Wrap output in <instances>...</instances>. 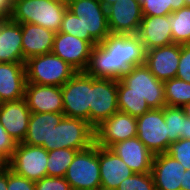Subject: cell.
Returning <instances> with one entry per match:
<instances>
[{"label": "cell", "mask_w": 190, "mask_h": 190, "mask_svg": "<svg viewBox=\"0 0 190 190\" xmlns=\"http://www.w3.org/2000/svg\"><path fill=\"white\" fill-rule=\"evenodd\" d=\"M145 53L137 35L110 34L93 47L85 72L95 78L119 80L130 68L145 63Z\"/></svg>", "instance_id": "obj_1"}, {"label": "cell", "mask_w": 190, "mask_h": 190, "mask_svg": "<svg viewBox=\"0 0 190 190\" xmlns=\"http://www.w3.org/2000/svg\"><path fill=\"white\" fill-rule=\"evenodd\" d=\"M67 3L59 0H13L10 19L59 32Z\"/></svg>", "instance_id": "obj_2"}, {"label": "cell", "mask_w": 190, "mask_h": 190, "mask_svg": "<svg viewBox=\"0 0 190 190\" xmlns=\"http://www.w3.org/2000/svg\"><path fill=\"white\" fill-rule=\"evenodd\" d=\"M118 93L137 94L145 98L150 109L166 106L164 83L145 64L134 66L118 80Z\"/></svg>", "instance_id": "obj_3"}, {"label": "cell", "mask_w": 190, "mask_h": 190, "mask_svg": "<svg viewBox=\"0 0 190 190\" xmlns=\"http://www.w3.org/2000/svg\"><path fill=\"white\" fill-rule=\"evenodd\" d=\"M67 7L80 18L81 39L93 47L111 34L107 9L98 0H69Z\"/></svg>", "instance_id": "obj_4"}, {"label": "cell", "mask_w": 190, "mask_h": 190, "mask_svg": "<svg viewBox=\"0 0 190 190\" xmlns=\"http://www.w3.org/2000/svg\"><path fill=\"white\" fill-rule=\"evenodd\" d=\"M27 83L63 86L78 71L57 55L51 53L26 60Z\"/></svg>", "instance_id": "obj_5"}, {"label": "cell", "mask_w": 190, "mask_h": 190, "mask_svg": "<svg viewBox=\"0 0 190 190\" xmlns=\"http://www.w3.org/2000/svg\"><path fill=\"white\" fill-rule=\"evenodd\" d=\"M94 131L95 129L89 122L64 116L51 132L50 145H44L43 147L47 151L61 148L81 151L95 143Z\"/></svg>", "instance_id": "obj_6"}, {"label": "cell", "mask_w": 190, "mask_h": 190, "mask_svg": "<svg viewBox=\"0 0 190 190\" xmlns=\"http://www.w3.org/2000/svg\"><path fill=\"white\" fill-rule=\"evenodd\" d=\"M72 190H100L98 145L78 151L64 177Z\"/></svg>", "instance_id": "obj_7"}, {"label": "cell", "mask_w": 190, "mask_h": 190, "mask_svg": "<svg viewBox=\"0 0 190 190\" xmlns=\"http://www.w3.org/2000/svg\"><path fill=\"white\" fill-rule=\"evenodd\" d=\"M63 114L70 118H79L89 122L91 103V75L78 71L63 86Z\"/></svg>", "instance_id": "obj_8"}, {"label": "cell", "mask_w": 190, "mask_h": 190, "mask_svg": "<svg viewBox=\"0 0 190 190\" xmlns=\"http://www.w3.org/2000/svg\"><path fill=\"white\" fill-rule=\"evenodd\" d=\"M118 80L91 76L89 124L95 129L118 109Z\"/></svg>", "instance_id": "obj_9"}, {"label": "cell", "mask_w": 190, "mask_h": 190, "mask_svg": "<svg viewBox=\"0 0 190 190\" xmlns=\"http://www.w3.org/2000/svg\"><path fill=\"white\" fill-rule=\"evenodd\" d=\"M48 151L42 146L18 143L7 167L33 182L47 176Z\"/></svg>", "instance_id": "obj_10"}, {"label": "cell", "mask_w": 190, "mask_h": 190, "mask_svg": "<svg viewBox=\"0 0 190 190\" xmlns=\"http://www.w3.org/2000/svg\"><path fill=\"white\" fill-rule=\"evenodd\" d=\"M168 129L164 120V107L150 109L137 118V138L153 154L166 153Z\"/></svg>", "instance_id": "obj_11"}, {"label": "cell", "mask_w": 190, "mask_h": 190, "mask_svg": "<svg viewBox=\"0 0 190 190\" xmlns=\"http://www.w3.org/2000/svg\"><path fill=\"white\" fill-rule=\"evenodd\" d=\"M95 143L111 148L114 144L137 136V118L117 112L95 128Z\"/></svg>", "instance_id": "obj_12"}, {"label": "cell", "mask_w": 190, "mask_h": 190, "mask_svg": "<svg viewBox=\"0 0 190 190\" xmlns=\"http://www.w3.org/2000/svg\"><path fill=\"white\" fill-rule=\"evenodd\" d=\"M111 34L136 35L143 18L139 0H117L107 8Z\"/></svg>", "instance_id": "obj_13"}, {"label": "cell", "mask_w": 190, "mask_h": 190, "mask_svg": "<svg viewBox=\"0 0 190 190\" xmlns=\"http://www.w3.org/2000/svg\"><path fill=\"white\" fill-rule=\"evenodd\" d=\"M93 46L73 35L55 33L52 53L69 63L77 71H85L88 67Z\"/></svg>", "instance_id": "obj_14"}, {"label": "cell", "mask_w": 190, "mask_h": 190, "mask_svg": "<svg viewBox=\"0 0 190 190\" xmlns=\"http://www.w3.org/2000/svg\"><path fill=\"white\" fill-rule=\"evenodd\" d=\"M181 44H170L147 50L145 65L160 81H167L176 77L180 61Z\"/></svg>", "instance_id": "obj_15"}, {"label": "cell", "mask_w": 190, "mask_h": 190, "mask_svg": "<svg viewBox=\"0 0 190 190\" xmlns=\"http://www.w3.org/2000/svg\"><path fill=\"white\" fill-rule=\"evenodd\" d=\"M30 115L25 98L0 103V124L17 144L25 139Z\"/></svg>", "instance_id": "obj_16"}, {"label": "cell", "mask_w": 190, "mask_h": 190, "mask_svg": "<svg viewBox=\"0 0 190 190\" xmlns=\"http://www.w3.org/2000/svg\"><path fill=\"white\" fill-rule=\"evenodd\" d=\"M31 113H63L61 87L27 83L24 96Z\"/></svg>", "instance_id": "obj_17"}, {"label": "cell", "mask_w": 190, "mask_h": 190, "mask_svg": "<svg viewBox=\"0 0 190 190\" xmlns=\"http://www.w3.org/2000/svg\"><path fill=\"white\" fill-rule=\"evenodd\" d=\"M185 168L167 153L154 155L151 173L156 190H181Z\"/></svg>", "instance_id": "obj_18"}, {"label": "cell", "mask_w": 190, "mask_h": 190, "mask_svg": "<svg viewBox=\"0 0 190 190\" xmlns=\"http://www.w3.org/2000/svg\"><path fill=\"white\" fill-rule=\"evenodd\" d=\"M101 187L100 190H115L132 171L125 162L110 148L98 146Z\"/></svg>", "instance_id": "obj_19"}, {"label": "cell", "mask_w": 190, "mask_h": 190, "mask_svg": "<svg viewBox=\"0 0 190 190\" xmlns=\"http://www.w3.org/2000/svg\"><path fill=\"white\" fill-rule=\"evenodd\" d=\"M26 84L25 63L0 62V103L24 98Z\"/></svg>", "instance_id": "obj_20"}, {"label": "cell", "mask_w": 190, "mask_h": 190, "mask_svg": "<svg viewBox=\"0 0 190 190\" xmlns=\"http://www.w3.org/2000/svg\"><path fill=\"white\" fill-rule=\"evenodd\" d=\"M136 35L145 51L173 44L169 15L143 16Z\"/></svg>", "instance_id": "obj_21"}, {"label": "cell", "mask_w": 190, "mask_h": 190, "mask_svg": "<svg viewBox=\"0 0 190 190\" xmlns=\"http://www.w3.org/2000/svg\"><path fill=\"white\" fill-rule=\"evenodd\" d=\"M110 149L135 173L151 172L154 155L137 136L118 142Z\"/></svg>", "instance_id": "obj_22"}, {"label": "cell", "mask_w": 190, "mask_h": 190, "mask_svg": "<svg viewBox=\"0 0 190 190\" xmlns=\"http://www.w3.org/2000/svg\"><path fill=\"white\" fill-rule=\"evenodd\" d=\"M23 63L31 57L52 52L55 32L42 26L21 23Z\"/></svg>", "instance_id": "obj_23"}, {"label": "cell", "mask_w": 190, "mask_h": 190, "mask_svg": "<svg viewBox=\"0 0 190 190\" xmlns=\"http://www.w3.org/2000/svg\"><path fill=\"white\" fill-rule=\"evenodd\" d=\"M0 62H23L21 24L10 18L0 23Z\"/></svg>", "instance_id": "obj_24"}, {"label": "cell", "mask_w": 190, "mask_h": 190, "mask_svg": "<svg viewBox=\"0 0 190 190\" xmlns=\"http://www.w3.org/2000/svg\"><path fill=\"white\" fill-rule=\"evenodd\" d=\"M65 115L63 113H31L23 143L32 146L50 145V135Z\"/></svg>", "instance_id": "obj_25"}, {"label": "cell", "mask_w": 190, "mask_h": 190, "mask_svg": "<svg viewBox=\"0 0 190 190\" xmlns=\"http://www.w3.org/2000/svg\"><path fill=\"white\" fill-rule=\"evenodd\" d=\"M173 43H190V7L185 6L169 14Z\"/></svg>", "instance_id": "obj_26"}, {"label": "cell", "mask_w": 190, "mask_h": 190, "mask_svg": "<svg viewBox=\"0 0 190 190\" xmlns=\"http://www.w3.org/2000/svg\"><path fill=\"white\" fill-rule=\"evenodd\" d=\"M167 106L184 107L190 102V83L177 77L164 81Z\"/></svg>", "instance_id": "obj_27"}, {"label": "cell", "mask_w": 190, "mask_h": 190, "mask_svg": "<svg viewBox=\"0 0 190 190\" xmlns=\"http://www.w3.org/2000/svg\"><path fill=\"white\" fill-rule=\"evenodd\" d=\"M78 151L69 148L48 151L47 176L65 177L67 169Z\"/></svg>", "instance_id": "obj_28"}, {"label": "cell", "mask_w": 190, "mask_h": 190, "mask_svg": "<svg viewBox=\"0 0 190 190\" xmlns=\"http://www.w3.org/2000/svg\"><path fill=\"white\" fill-rule=\"evenodd\" d=\"M183 107L164 106V120L168 129V147L171 142L178 141L184 133Z\"/></svg>", "instance_id": "obj_29"}, {"label": "cell", "mask_w": 190, "mask_h": 190, "mask_svg": "<svg viewBox=\"0 0 190 190\" xmlns=\"http://www.w3.org/2000/svg\"><path fill=\"white\" fill-rule=\"evenodd\" d=\"M143 16H165L185 7L184 0H139Z\"/></svg>", "instance_id": "obj_30"}, {"label": "cell", "mask_w": 190, "mask_h": 190, "mask_svg": "<svg viewBox=\"0 0 190 190\" xmlns=\"http://www.w3.org/2000/svg\"><path fill=\"white\" fill-rule=\"evenodd\" d=\"M117 101L119 112L130 114L136 118L150 110L145 98L137 94L118 93Z\"/></svg>", "instance_id": "obj_31"}, {"label": "cell", "mask_w": 190, "mask_h": 190, "mask_svg": "<svg viewBox=\"0 0 190 190\" xmlns=\"http://www.w3.org/2000/svg\"><path fill=\"white\" fill-rule=\"evenodd\" d=\"M115 190H156L151 172L134 173L123 180Z\"/></svg>", "instance_id": "obj_32"}, {"label": "cell", "mask_w": 190, "mask_h": 190, "mask_svg": "<svg viewBox=\"0 0 190 190\" xmlns=\"http://www.w3.org/2000/svg\"><path fill=\"white\" fill-rule=\"evenodd\" d=\"M166 153L180 162L186 170L190 168V139L180 138L171 142Z\"/></svg>", "instance_id": "obj_33"}, {"label": "cell", "mask_w": 190, "mask_h": 190, "mask_svg": "<svg viewBox=\"0 0 190 190\" xmlns=\"http://www.w3.org/2000/svg\"><path fill=\"white\" fill-rule=\"evenodd\" d=\"M59 32L67 33L81 39L80 18L75 16L68 8L63 15Z\"/></svg>", "instance_id": "obj_34"}, {"label": "cell", "mask_w": 190, "mask_h": 190, "mask_svg": "<svg viewBox=\"0 0 190 190\" xmlns=\"http://www.w3.org/2000/svg\"><path fill=\"white\" fill-rule=\"evenodd\" d=\"M35 190H72L64 177L45 176L35 182Z\"/></svg>", "instance_id": "obj_35"}, {"label": "cell", "mask_w": 190, "mask_h": 190, "mask_svg": "<svg viewBox=\"0 0 190 190\" xmlns=\"http://www.w3.org/2000/svg\"><path fill=\"white\" fill-rule=\"evenodd\" d=\"M7 190H35V182L16 174L7 167Z\"/></svg>", "instance_id": "obj_36"}, {"label": "cell", "mask_w": 190, "mask_h": 190, "mask_svg": "<svg viewBox=\"0 0 190 190\" xmlns=\"http://www.w3.org/2000/svg\"><path fill=\"white\" fill-rule=\"evenodd\" d=\"M176 77L190 83V43L181 45Z\"/></svg>", "instance_id": "obj_37"}, {"label": "cell", "mask_w": 190, "mask_h": 190, "mask_svg": "<svg viewBox=\"0 0 190 190\" xmlns=\"http://www.w3.org/2000/svg\"><path fill=\"white\" fill-rule=\"evenodd\" d=\"M17 143L5 131L4 127L0 124V154L8 161L16 149Z\"/></svg>", "instance_id": "obj_38"}, {"label": "cell", "mask_w": 190, "mask_h": 190, "mask_svg": "<svg viewBox=\"0 0 190 190\" xmlns=\"http://www.w3.org/2000/svg\"><path fill=\"white\" fill-rule=\"evenodd\" d=\"M13 0H0V16L9 18L12 12Z\"/></svg>", "instance_id": "obj_39"}, {"label": "cell", "mask_w": 190, "mask_h": 190, "mask_svg": "<svg viewBox=\"0 0 190 190\" xmlns=\"http://www.w3.org/2000/svg\"><path fill=\"white\" fill-rule=\"evenodd\" d=\"M181 190H190V168L185 170L183 184H181Z\"/></svg>", "instance_id": "obj_40"}, {"label": "cell", "mask_w": 190, "mask_h": 190, "mask_svg": "<svg viewBox=\"0 0 190 190\" xmlns=\"http://www.w3.org/2000/svg\"><path fill=\"white\" fill-rule=\"evenodd\" d=\"M0 190H7V168L0 172Z\"/></svg>", "instance_id": "obj_41"}, {"label": "cell", "mask_w": 190, "mask_h": 190, "mask_svg": "<svg viewBox=\"0 0 190 190\" xmlns=\"http://www.w3.org/2000/svg\"><path fill=\"white\" fill-rule=\"evenodd\" d=\"M181 138L190 139V119L188 117L184 119V133Z\"/></svg>", "instance_id": "obj_42"}, {"label": "cell", "mask_w": 190, "mask_h": 190, "mask_svg": "<svg viewBox=\"0 0 190 190\" xmlns=\"http://www.w3.org/2000/svg\"><path fill=\"white\" fill-rule=\"evenodd\" d=\"M106 9L114 4L117 0H98Z\"/></svg>", "instance_id": "obj_43"}, {"label": "cell", "mask_w": 190, "mask_h": 190, "mask_svg": "<svg viewBox=\"0 0 190 190\" xmlns=\"http://www.w3.org/2000/svg\"><path fill=\"white\" fill-rule=\"evenodd\" d=\"M7 168V160L0 154V172Z\"/></svg>", "instance_id": "obj_44"}, {"label": "cell", "mask_w": 190, "mask_h": 190, "mask_svg": "<svg viewBox=\"0 0 190 190\" xmlns=\"http://www.w3.org/2000/svg\"><path fill=\"white\" fill-rule=\"evenodd\" d=\"M183 109H184V112H185L186 117H188V118L190 119V102L187 103V104L183 107Z\"/></svg>", "instance_id": "obj_45"}, {"label": "cell", "mask_w": 190, "mask_h": 190, "mask_svg": "<svg viewBox=\"0 0 190 190\" xmlns=\"http://www.w3.org/2000/svg\"><path fill=\"white\" fill-rule=\"evenodd\" d=\"M185 1V5L190 7V0H184Z\"/></svg>", "instance_id": "obj_46"}, {"label": "cell", "mask_w": 190, "mask_h": 190, "mask_svg": "<svg viewBox=\"0 0 190 190\" xmlns=\"http://www.w3.org/2000/svg\"><path fill=\"white\" fill-rule=\"evenodd\" d=\"M59 1H62V2L68 3L69 0H59Z\"/></svg>", "instance_id": "obj_47"}, {"label": "cell", "mask_w": 190, "mask_h": 190, "mask_svg": "<svg viewBox=\"0 0 190 190\" xmlns=\"http://www.w3.org/2000/svg\"><path fill=\"white\" fill-rule=\"evenodd\" d=\"M3 19H4V18L0 16V23L2 22Z\"/></svg>", "instance_id": "obj_48"}]
</instances>
